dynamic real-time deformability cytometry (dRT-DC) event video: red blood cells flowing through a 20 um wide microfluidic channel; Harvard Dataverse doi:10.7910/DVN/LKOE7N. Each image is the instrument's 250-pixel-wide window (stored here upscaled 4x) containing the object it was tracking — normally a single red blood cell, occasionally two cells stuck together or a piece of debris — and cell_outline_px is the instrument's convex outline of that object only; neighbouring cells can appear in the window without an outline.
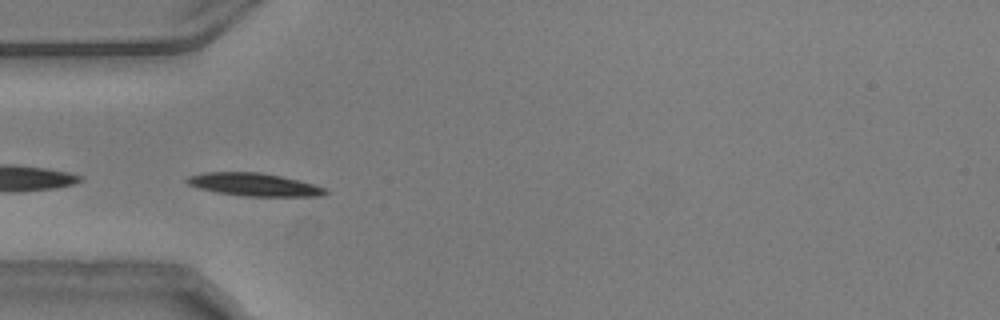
{"species": "common noctule bat (a hibernating species)", "species_latin": "Nyctalus noctula", "temperature_condition": "warm", "stored_images_in_passage": 29, "camera_frame_rate_fps": 3000, "um_per_image_px": 0.085, "animal": {"sex": "male", "body_mass_g": 20.5, "forearm_length_mm": 52.5}, "frame": {"image": 1, "passage_image": 1, "time_ms": 0.0, "image_size_px": [1000, 320], "cell_outline_px": [[328, 192], [320, 196], [244, 196], [216, 192], [200, 188], [188, 184], [184, 180], [188, 176], [204, 172], [260, 172], [280, 176], [312, 184], [324, 188]], "centroid_in_image_um": [21.53, 15.68], "position_along_channel_um": 63.5, "area_um2": 18.21}, "authors_computed_cell_mechanics": {"area_um2": 17.4556, "velocity_mm_per_s": 3.7146, "shape_relaxation_time_tau1_ms": 2.0562, "shape_relaxation_time_tau2_ms": 2.7384, "deformation_change_tau1": 0.1504, "deformation_change_tau2": 0.0655}}